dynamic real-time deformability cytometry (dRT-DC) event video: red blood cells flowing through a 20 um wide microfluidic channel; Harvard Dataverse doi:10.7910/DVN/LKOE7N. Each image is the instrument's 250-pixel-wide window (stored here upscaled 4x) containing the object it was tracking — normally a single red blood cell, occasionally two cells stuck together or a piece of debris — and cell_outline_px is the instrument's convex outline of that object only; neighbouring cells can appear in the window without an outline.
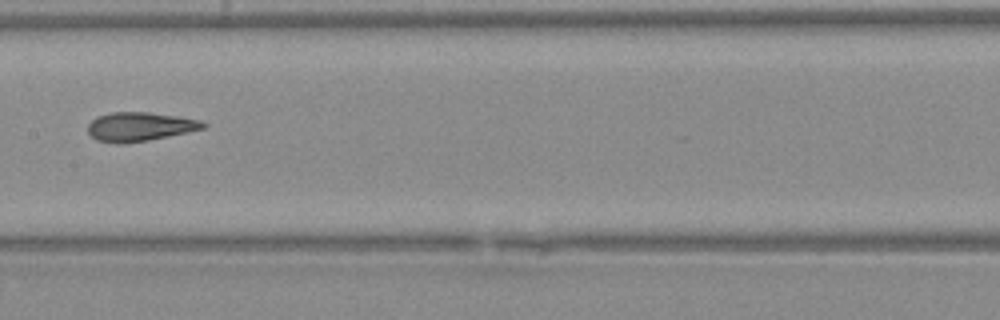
{"species": "Egyptian fruit bat (a non-hibernating species)", "species_latin": "Rousettus aegyptiacus", "temperature_condition": "warm", "stored_images_in_passage": 33, "camera_frame_rate_fps": 3000, "um_per_image_px": 0.085, "animal": {"sex": "female"}, "frame": {"image": 1, "passage_image": 10, "time_ms": 3.0, "image_size_px": [1000, 320], "cell_outline_px": [[208, 124], [204, 128], [188, 132], [148, 140], [120, 144], [116, 144], [96, 140], [88, 132], [88, 124], [96, 116], [112, 112], [148, 112], [176, 116], [200, 120]], "centroid_in_image_um": [11.86, 10.77], "position_along_channel_um": 195.5, "area_um2": 19.42}}
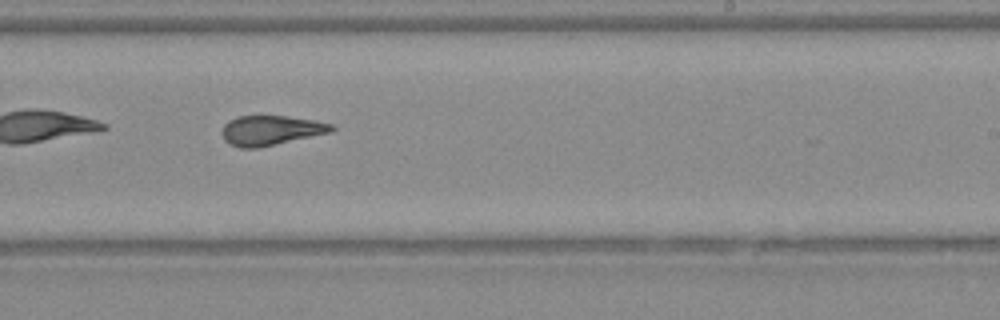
{"frame": {"image": 2, "passage_image": 15, "time_ms": 4.667, "image_size_px": [1000, 320], "cell_outline_px": [[336, 128], [332, 132], [256, 148], [240, 148], [228, 144], [224, 140], [224, 124], [228, 120], [236, 116], [284, 116], [312, 120], [332, 124]], "centroid_in_image_um": [23.01, 11.08], "position_along_channel_um": 266.0, "area_um2": 18.79}}
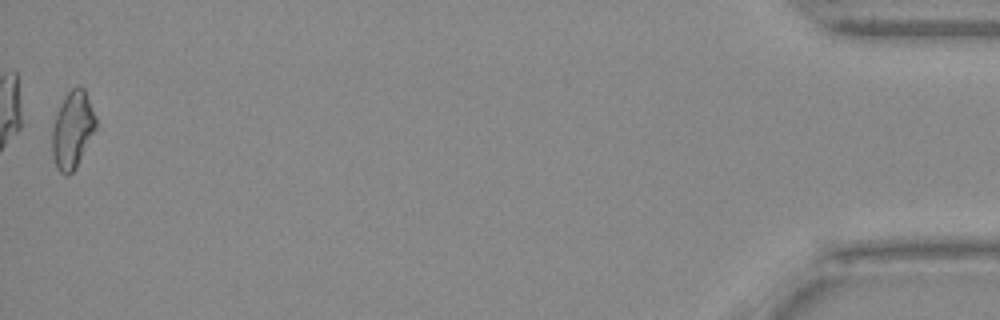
{"frame": {"image": 3, "passage_image": 33, "time_ms": 10.667, "image_size_px": [1000, 320], "cell_outline_px": [[96, 132], [76, 168], [68, 176], [64, 176], [56, 168], [52, 152], [52, 128], [60, 104], [68, 92], [76, 84], [80, 84], [84, 88], [96, 116]], "centroid_in_image_um": [6.18, 11.05], "position_along_channel_um": 429.0, "area_um2": 20.06}}